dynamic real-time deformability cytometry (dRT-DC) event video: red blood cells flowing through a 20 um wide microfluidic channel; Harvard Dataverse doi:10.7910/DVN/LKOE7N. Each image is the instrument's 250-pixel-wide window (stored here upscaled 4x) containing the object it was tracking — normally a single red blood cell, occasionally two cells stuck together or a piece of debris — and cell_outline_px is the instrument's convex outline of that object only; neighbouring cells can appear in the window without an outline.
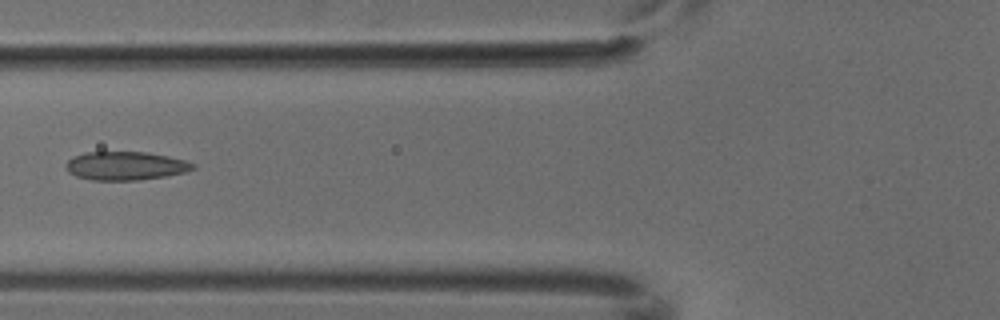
{"species": "common noctule bat (a hibernating species)", "species_latin": "Nyctalus noctula", "temperature_condition": "cold", "stored_images_in_passage": 7, "camera_frame_rate_fps": 3000, "um_per_image_px": 0.085, "animal": {"sex": "male", "body_mass_g": 18.8}, "frame": {"image": 1, "passage_image": 6, "time_ms": 1.667, "image_size_px": [1000, 320], "cell_outline_px": [[196, 168], [184, 172], [164, 176], [140, 180], [92, 180], [76, 176], [68, 172], [64, 168], [64, 164], [72, 156], [88, 152], [144, 152], [168, 156], [184, 160], [196, 164]], "centroid_in_image_um": [10.63, 14.09], "position_along_channel_um": 115.2, "area_um2": 21.15}}
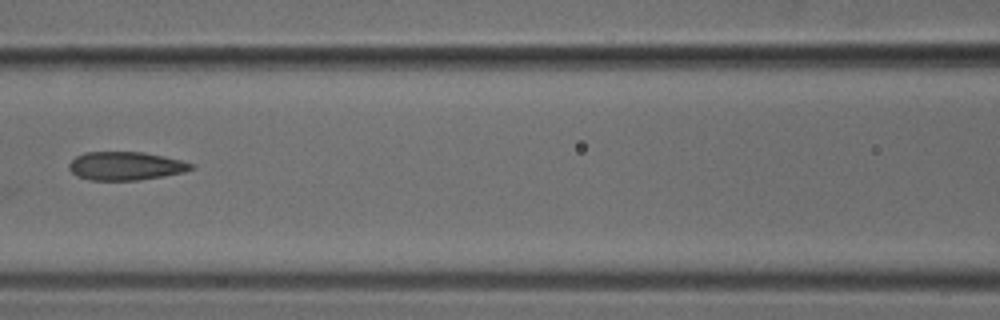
{"frame": {"image": 2, "passage_image": 7, "time_ms": 2.0, "image_size_px": [1000, 320], "cell_outline_px": [[196, 168], [184, 172], [164, 176], [140, 180], [88, 180], [76, 176], [68, 168], [68, 164], [76, 156], [84, 152], [144, 152], [164, 156], [180, 160], [192, 164]], "centroid_in_image_um": [10.66, 14.11], "position_along_channel_um": 155.9, "area_um2": 20.35}}